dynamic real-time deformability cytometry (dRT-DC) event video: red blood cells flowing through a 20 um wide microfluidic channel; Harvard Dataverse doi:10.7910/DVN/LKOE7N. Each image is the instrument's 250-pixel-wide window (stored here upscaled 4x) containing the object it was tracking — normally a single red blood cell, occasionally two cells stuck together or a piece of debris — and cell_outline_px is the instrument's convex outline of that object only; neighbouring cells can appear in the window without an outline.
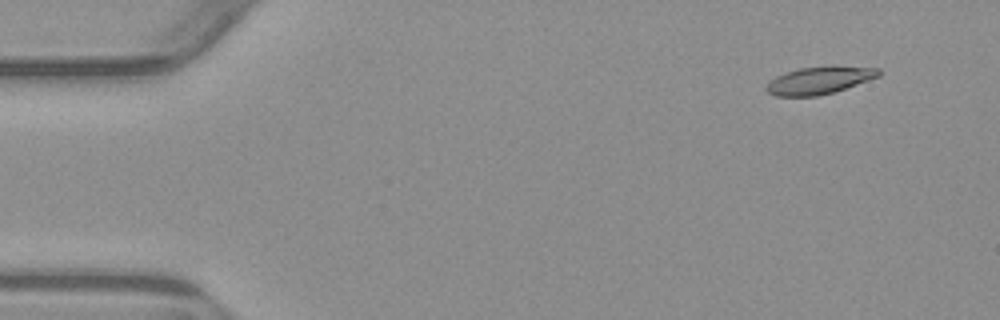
{"species": "common noctule bat (a hibernating species)", "species_latin": "Nyctalus noctula", "temperature_condition": "warm", "stored_images_in_passage": 4, "camera_frame_rate_fps": 3000, "um_per_image_px": 0.085, "animal": {"sex": "male", "body_mass_g": 23.1, "forearm_length_mm": 52.7}, "frame": {"image": 1, "passage_image": 2, "time_ms": 1.0, "image_size_px": [1000, 320], "cell_outline_px": [[880, 76], [832, 92], [816, 96], [776, 96], [768, 92], [764, 88], [776, 76], [800, 68], [832, 64], [880, 68]], "centroid_in_image_um": [69.68, 6.79], "position_along_channel_um": 15.3, "area_um2": 18.03}}
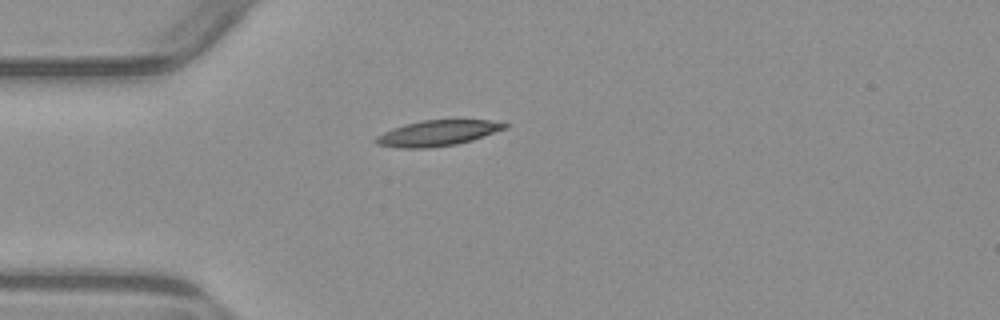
{"frame": {"image": 2, "passage_image": 4, "time_ms": 4.333, "image_size_px": [1000, 320], "cell_outline_px": [[508, 128], [472, 140], [456, 144], [428, 148], [400, 148], [376, 144], [372, 140], [376, 136], [392, 128], [404, 124], [420, 120], [488, 120], [508, 124]], "centroid_in_image_um": [37.16, 11.31], "position_along_channel_um": 47.8, "area_um2": 19.31}}